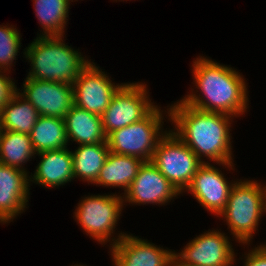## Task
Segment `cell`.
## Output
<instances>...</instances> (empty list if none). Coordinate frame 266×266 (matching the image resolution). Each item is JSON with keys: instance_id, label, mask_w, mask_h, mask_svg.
<instances>
[{"instance_id": "cell-3", "label": "cell", "mask_w": 266, "mask_h": 266, "mask_svg": "<svg viewBox=\"0 0 266 266\" xmlns=\"http://www.w3.org/2000/svg\"><path fill=\"white\" fill-rule=\"evenodd\" d=\"M63 36H38L24 49L31 71L26 78L73 84L91 61L64 43Z\"/></svg>"}, {"instance_id": "cell-20", "label": "cell", "mask_w": 266, "mask_h": 266, "mask_svg": "<svg viewBox=\"0 0 266 266\" xmlns=\"http://www.w3.org/2000/svg\"><path fill=\"white\" fill-rule=\"evenodd\" d=\"M109 152L107 142L83 144L71 151L74 179L94 184Z\"/></svg>"}, {"instance_id": "cell-14", "label": "cell", "mask_w": 266, "mask_h": 266, "mask_svg": "<svg viewBox=\"0 0 266 266\" xmlns=\"http://www.w3.org/2000/svg\"><path fill=\"white\" fill-rule=\"evenodd\" d=\"M224 177L219 168L210 163H203L184 193H191L202 207L219 217L227 205L230 190L235 182L229 183Z\"/></svg>"}, {"instance_id": "cell-28", "label": "cell", "mask_w": 266, "mask_h": 266, "mask_svg": "<svg viewBox=\"0 0 266 266\" xmlns=\"http://www.w3.org/2000/svg\"><path fill=\"white\" fill-rule=\"evenodd\" d=\"M71 266H84V265H80V264H77V265H76V264H75V265H71Z\"/></svg>"}, {"instance_id": "cell-23", "label": "cell", "mask_w": 266, "mask_h": 266, "mask_svg": "<svg viewBox=\"0 0 266 266\" xmlns=\"http://www.w3.org/2000/svg\"><path fill=\"white\" fill-rule=\"evenodd\" d=\"M72 0H33L36 18L43 30L39 36H63Z\"/></svg>"}, {"instance_id": "cell-11", "label": "cell", "mask_w": 266, "mask_h": 266, "mask_svg": "<svg viewBox=\"0 0 266 266\" xmlns=\"http://www.w3.org/2000/svg\"><path fill=\"white\" fill-rule=\"evenodd\" d=\"M22 88L17 91L36 108L40 116L65 119L74 105L71 84L25 78Z\"/></svg>"}, {"instance_id": "cell-10", "label": "cell", "mask_w": 266, "mask_h": 266, "mask_svg": "<svg viewBox=\"0 0 266 266\" xmlns=\"http://www.w3.org/2000/svg\"><path fill=\"white\" fill-rule=\"evenodd\" d=\"M124 83H115L94 62L80 73L72 84L74 105L90 113L102 116L112 97Z\"/></svg>"}, {"instance_id": "cell-7", "label": "cell", "mask_w": 266, "mask_h": 266, "mask_svg": "<svg viewBox=\"0 0 266 266\" xmlns=\"http://www.w3.org/2000/svg\"><path fill=\"white\" fill-rule=\"evenodd\" d=\"M151 162L182 194L203 164L196 154L172 131L158 141Z\"/></svg>"}, {"instance_id": "cell-2", "label": "cell", "mask_w": 266, "mask_h": 266, "mask_svg": "<svg viewBox=\"0 0 266 266\" xmlns=\"http://www.w3.org/2000/svg\"><path fill=\"white\" fill-rule=\"evenodd\" d=\"M194 60L193 82L199 91L192 89L183 97L181 100L185 104L204 112L225 113L235 118L248 111V86L239 71L204 56Z\"/></svg>"}, {"instance_id": "cell-21", "label": "cell", "mask_w": 266, "mask_h": 266, "mask_svg": "<svg viewBox=\"0 0 266 266\" xmlns=\"http://www.w3.org/2000/svg\"><path fill=\"white\" fill-rule=\"evenodd\" d=\"M29 135L36 153L69 145L65 120L61 118L39 116Z\"/></svg>"}, {"instance_id": "cell-17", "label": "cell", "mask_w": 266, "mask_h": 266, "mask_svg": "<svg viewBox=\"0 0 266 266\" xmlns=\"http://www.w3.org/2000/svg\"><path fill=\"white\" fill-rule=\"evenodd\" d=\"M64 120L68 142L78 145L107 142L101 116L73 105Z\"/></svg>"}, {"instance_id": "cell-4", "label": "cell", "mask_w": 266, "mask_h": 266, "mask_svg": "<svg viewBox=\"0 0 266 266\" xmlns=\"http://www.w3.org/2000/svg\"><path fill=\"white\" fill-rule=\"evenodd\" d=\"M265 213L264 189L256 180H235L225 209L219 214L225 219L236 242L249 245Z\"/></svg>"}, {"instance_id": "cell-22", "label": "cell", "mask_w": 266, "mask_h": 266, "mask_svg": "<svg viewBox=\"0 0 266 266\" xmlns=\"http://www.w3.org/2000/svg\"><path fill=\"white\" fill-rule=\"evenodd\" d=\"M29 134L0 130V163L22 169L24 164L35 157Z\"/></svg>"}, {"instance_id": "cell-27", "label": "cell", "mask_w": 266, "mask_h": 266, "mask_svg": "<svg viewBox=\"0 0 266 266\" xmlns=\"http://www.w3.org/2000/svg\"><path fill=\"white\" fill-rule=\"evenodd\" d=\"M264 189V203H265V213H266V185L263 186Z\"/></svg>"}, {"instance_id": "cell-1", "label": "cell", "mask_w": 266, "mask_h": 266, "mask_svg": "<svg viewBox=\"0 0 266 266\" xmlns=\"http://www.w3.org/2000/svg\"><path fill=\"white\" fill-rule=\"evenodd\" d=\"M167 106L168 120L175 126L171 129L202 163L213 161L224 168L235 170L232 154L231 115L219 112H204L185 104L181 99ZM206 157L210 162L204 160ZM203 158V159H202ZM204 160V161H203Z\"/></svg>"}, {"instance_id": "cell-24", "label": "cell", "mask_w": 266, "mask_h": 266, "mask_svg": "<svg viewBox=\"0 0 266 266\" xmlns=\"http://www.w3.org/2000/svg\"><path fill=\"white\" fill-rule=\"evenodd\" d=\"M20 32L13 25H0V70L11 72L21 48Z\"/></svg>"}, {"instance_id": "cell-18", "label": "cell", "mask_w": 266, "mask_h": 266, "mask_svg": "<svg viewBox=\"0 0 266 266\" xmlns=\"http://www.w3.org/2000/svg\"><path fill=\"white\" fill-rule=\"evenodd\" d=\"M143 160L126 155H118L109 152L94 183L103 187H118L124 190V194L137 176Z\"/></svg>"}, {"instance_id": "cell-26", "label": "cell", "mask_w": 266, "mask_h": 266, "mask_svg": "<svg viewBox=\"0 0 266 266\" xmlns=\"http://www.w3.org/2000/svg\"><path fill=\"white\" fill-rule=\"evenodd\" d=\"M247 253L244 256L243 266H266V244L257 245Z\"/></svg>"}, {"instance_id": "cell-16", "label": "cell", "mask_w": 266, "mask_h": 266, "mask_svg": "<svg viewBox=\"0 0 266 266\" xmlns=\"http://www.w3.org/2000/svg\"><path fill=\"white\" fill-rule=\"evenodd\" d=\"M36 155L40 156L41 160L38 162L34 174L31 173L29 182L51 189L74 180L73 156L68 147L46 150L36 153Z\"/></svg>"}, {"instance_id": "cell-5", "label": "cell", "mask_w": 266, "mask_h": 266, "mask_svg": "<svg viewBox=\"0 0 266 266\" xmlns=\"http://www.w3.org/2000/svg\"><path fill=\"white\" fill-rule=\"evenodd\" d=\"M115 194L87 195L76 206L74 216L87 236L100 244L110 242L112 247L126 233L114 237L118 219L124 207L123 196ZM113 234V235H112ZM114 238H113V237ZM112 237V238H111Z\"/></svg>"}, {"instance_id": "cell-12", "label": "cell", "mask_w": 266, "mask_h": 266, "mask_svg": "<svg viewBox=\"0 0 266 266\" xmlns=\"http://www.w3.org/2000/svg\"><path fill=\"white\" fill-rule=\"evenodd\" d=\"M181 193L168 181L151 161L140 166L137 176L123 195L124 205H167ZM175 197V198H174Z\"/></svg>"}, {"instance_id": "cell-6", "label": "cell", "mask_w": 266, "mask_h": 266, "mask_svg": "<svg viewBox=\"0 0 266 266\" xmlns=\"http://www.w3.org/2000/svg\"><path fill=\"white\" fill-rule=\"evenodd\" d=\"M163 110L156 106L145 118L111 132L107 136L110 152L151 161L158 141L168 132L164 130ZM163 115V116H162Z\"/></svg>"}, {"instance_id": "cell-13", "label": "cell", "mask_w": 266, "mask_h": 266, "mask_svg": "<svg viewBox=\"0 0 266 266\" xmlns=\"http://www.w3.org/2000/svg\"><path fill=\"white\" fill-rule=\"evenodd\" d=\"M114 266H174L175 250L158 247L150 241L127 233L109 247Z\"/></svg>"}, {"instance_id": "cell-19", "label": "cell", "mask_w": 266, "mask_h": 266, "mask_svg": "<svg viewBox=\"0 0 266 266\" xmlns=\"http://www.w3.org/2000/svg\"><path fill=\"white\" fill-rule=\"evenodd\" d=\"M39 113L17 91L0 111V130L30 134Z\"/></svg>"}, {"instance_id": "cell-15", "label": "cell", "mask_w": 266, "mask_h": 266, "mask_svg": "<svg viewBox=\"0 0 266 266\" xmlns=\"http://www.w3.org/2000/svg\"><path fill=\"white\" fill-rule=\"evenodd\" d=\"M29 173L0 163V223L7 224L25 212L29 199Z\"/></svg>"}, {"instance_id": "cell-25", "label": "cell", "mask_w": 266, "mask_h": 266, "mask_svg": "<svg viewBox=\"0 0 266 266\" xmlns=\"http://www.w3.org/2000/svg\"><path fill=\"white\" fill-rule=\"evenodd\" d=\"M5 73V74H4ZM7 71L0 70V111L17 92V85L11 79V76L7 77Z\"/></svg>"}, {"instance_id": "cell-9", "label": "cell", "mask_w": 266, "mask_h": 266, "mask_svg": "<svg viewBox=\"0 0 266 266\" xmlns=\"http://www.w3.org/2000/svg\"><path fill=\"white\" fill-rule=\"evenodd\" d=\"M218 229L208 230L174 253V266H232L236 254L232 242Z\"/></svg>"}, {"instance_id": "cell-8", "label": "cell", "mask_w": 266, "mask_h": 266, "mask_svg": "<svg viewBox=\"0 0 266 266\" xmlns=\"http://www.w3.org/2000/svg\"><path fill=\"white\" fill-rule=\"evenodd\" d=\"M147 84L124 83L114 94L102 117L103 129L108 136L111 132L121 129L145 118L157 105L151 102Z\"/></svg>"}]
</instances>
